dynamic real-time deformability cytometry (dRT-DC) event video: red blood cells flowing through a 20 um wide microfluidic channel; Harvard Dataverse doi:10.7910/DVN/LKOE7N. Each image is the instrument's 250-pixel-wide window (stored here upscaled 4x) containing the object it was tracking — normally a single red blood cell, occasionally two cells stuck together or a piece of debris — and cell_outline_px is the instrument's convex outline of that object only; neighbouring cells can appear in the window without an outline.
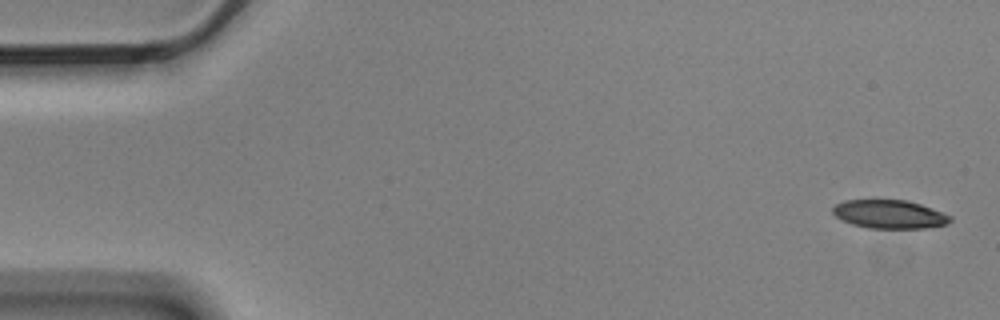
{"species": "Egyptian fruit bat (a non-hibernating species)", "species_latin": "Rousettus aegyptiacus", "temperature_condition": "cold", "stored_images_in_passage": 5, "camera_frame_rate_fps": 3000, "um_per_image_px": 0.085, "animal": {"sex": "male"}, "frame": {"image": 1, "passage_image": 1, "time_ms": 0.0, "image_size_px": [1000, 320], "cell_outline_px": [[952, 220], [948, 224], [924, 228], [868, 228], [852, 224], [836, 216], [832, 212], [832, 208], [836, 204], [844, 200], [908, 200], [932, 208], [952, 216]], "centroid_in_image_um": [75.63, 18.21], "position_along_channel_um": 9.4, "area_um2": 19.48}}
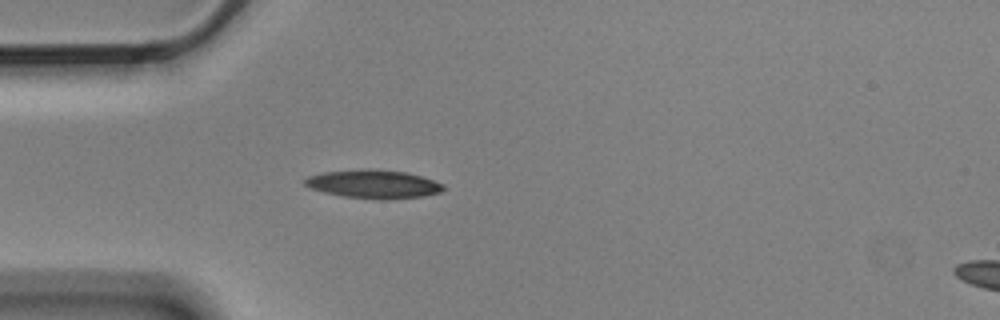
{"frame": {"image": 2, "passage_image": 5, "time_ms": 1.333, "image_size_px": [1000, 320], "cell_outline_px": [[444, 188], [440, 192], [424, 196], [384, 200], [380, 200], [344, 196], [324, 192], [312, 188], [304, 184], [300, 180], [308, 176], [324, 172], [408, 172], [444, 184]], "centroid_in_image_um": [31.76, 15.7], "position_along_channel_um": 53.2, "area_um2": 21.85}}